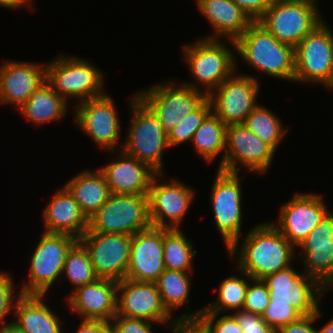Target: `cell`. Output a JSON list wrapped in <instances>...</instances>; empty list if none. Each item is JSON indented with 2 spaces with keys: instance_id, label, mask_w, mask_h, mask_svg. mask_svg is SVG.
Wrapping results in <instances>:
<instances>
[{
  "instance_id": "6da1fadb",
  "label": "cell",
  "mask_w": 333,
  "mask_h": 333,
  "mask_svg": "<svg viewBox=\"0 0 333 333\" xmlns=\"http://www.w3.org/2000/svg\"><path fill=\"white\" fill-rule=\"evenodd\" d=\"M243 240H237L227 251L236 259V268L253 279L291 266L296 259V247L272 224L264 222L251 228Z\"/></svg>"
},
{
  "instance_id": "7a4b0ae2",
  "label": "cell",
  "mask_w": 333,
  "mask_h": 333,
  "mask_svg": "<svg viewBox=\"0 0 333 333\" xmlns=\"http://www.w3.org/2000/svg\"><path fill=\"white\" fill-rule=\"evenodd\" d=\"M235 44L238 56L250 68L266 76L294 82L295 48L279 42L258 21H253Z\"/></svg>"
},
{
  "instance_id": "3957f363",
  "label": "cell",
  "mask_w": 333,
  "mask_h": 333,
  "mask_svg": "<svg viewBox=\"0 0 333 333\" xmlns=\"http://www.w3.org/2000/svg\"><path fill=\"white\" fill-rule=\"evenodd\" d=\"M233 50H230L222 39H201L183 46V59L193 76L194 82L183 84L202 91L207 96L225 79L231 77L237 70L235 41L230 40ZM229 48V49H228ZM235 49V50H234ZM235 51V53L233 52ZM201 85V86H200ZM203 86V88H201Z\"/></svg>"
},
{
  "instance_id": "277c9868",
  "label": "cell",
  "mask_w": 333,
  "mask_h": 333,
  "mask_svg": "<svg viewBox=\"0 0 333 333\" xmlns=\"http://www.w3.org/2000/svg\"><path fill=\"white\" fill-rule=\"evenodd\" d=\"M130 100L132 112L126 140L121 150L164 173L163 152L170 148L163 124L135 94Z\"/></svg>"
},
{
  "instance_id": "5b68a950",
  "label": "cell",
  "mask_w": 333,
  "mask_h": 333,
  "mask_svg": "<svg viewBox=\"0 0 333 333\" xmlns=\"http://www.w3.org/2000/svg\"><path fill=\"white\" fill-rule=\"evenodd\" d=\"M46 65V81L67 103H77L106 94L104 74L89 60L74 55H60Z\"/></svg>"
},
{
  "instance_id": "8992f818",
  "label": "cell",
  "mask_w": 333,
  "mask_h": 333,
  "mask_svg": "<svg viewBox=\"0 0 333 333\" xmlns=\"http://www.w3.org/2000/svg\"><path fill=\"white\" fill-rule=\"evenodd\" d=\"M148 195L110 194L88 219L86 232L132 236L151 227Z\"/></svg>"
},
{
  "instance_id": "52a82bcc",
  "label": "cell",
  "mask_w": 333,
  "mask_h": 333,
  "mask_svg": "<svg viewBox=\"0 0 333 333\" xmlns=\"http://www.w3.org/2000/svg\"><path fill=\"white\" fill-rule=\"evenodd\" d=\"M317 3L318 1L274 0L258 22L279 42L295 48L323 21Z\"/></svg>"
},
{
  "instance_id": "ba28073f",
  "label": "cell",
  "mask_w": 333,
  "mask_h": 333,
  "mask_svg": "<svg viewBox=\"0 0 333 333\" xmlns=\"http://www.w3.org/2000/svg\"><path fill=\"white\" fill-rule=\"evenodd\" d=\"M30 259L29 278L22 283L19 292L23 295H47L49 289L62 276L65 257L77 241L74 236L62 233H41Z\"/></svg>"
},
{
  "instance_id": "9c48e42d",
  "label": "cell",
  "mask_w": 333,
  "mask_h": 333,
  "mask_svg": "<svg viewBox=\"0 0 333 333\" xmlns=\"http://www.w3.org/2000/svg\"><path fill=\"white\" fill-rule=\"evenodd\" d=\"M330 28L323 20L295 47V83H320L333 89V32Z\"/></svg>"
},
{
  "instance_id": "30bf717a",
  "label": "cell",
  "mask_w": 333,
  "mask_h": 333,
  "mask_svg": "<svg viewBox=\"0 0 333 333\" xmlns=\"http://www.w3.org/2000/svg\"><path fill=\"white\" fill-rule=\"evenodd\" d=\"M136 95L163 124L167 136L207 98L202 91L171 81L139 90Z\"/></svg>"
},
{
  "instance_id": "8fae6325",
  "label": "cell",
  "mask_w": 333,
  "mask_h": 333,
  "mask_svg": "<svg viewBox=\"0 0 333 333\" xmlns=\"http://www.w3.org/2000/svg\"><path fill=\"white\" fill-rule=\"evenodd\" d=\"M270 300L291 303L302 316L315 314L328 290L315 278L299 273L291 266L262 278Z\"/></svg>"
},
{
  "instance_id": "7c38bea8",
  "label": "cell",
  "mask_w": 333,
  "mask_h": 333,
  "mask_svg": "<svg viewBox=\"0 0 333 333\" xmlns=\"http://www.w3.org/2000/svg\"><path fill=\"white\" fill-rule=\"evenodd\" d=\"M257 78L236 71L207 96L212 112L224 124L227 126L243 124L247 116L257 107L260 92Z\"/></svg>"
},
{
  "instance_id": "4fadbf2b",
  "label": "cell",
  "mask_w": 333,
  "mask_h": 333,
  "mask_svg": "<svg viewBox=\"0 0 333 333\" xmlns=\"http://www.w3.org/2000/svg\"><path fill=\"white\" fill-rule=\"evenodd\" d=\"M212 184L210 203L214 221L228 250L242 238V190L239 173L216 170Z\"/></svg>"
},
{
  "instance_id": "5bb4252c",
  "label": "cell",
  "mask_w": 333,
  "mask_h": 333,
  "mask_svg": "<svg viewBox=\"0 0 333 333\" xmlns=\"http://www.w3.org/2000/svg\"><path fill=\"white\" fill-rule=\"evenodd\" d=\"M161 177L166 175L157 173L153 177L148 193L151 225L165 229H180V224L195 197V190L177 178L172 181L162 180L160 183L158 181Z\"/></svg>"
},
{
  "instance_id": "9a60e30c",
  "label": "cell",
  "mask_w": 333,
  "mask_h": 333,
  "mask_svg": "<svg viewBox=\"0 0 333 333\" xmlns=\"http://www.w3.org/2000/svg\"><path fill=\"white\" fill-rule=\"evenodd\" d=\"M276 150L250 131L244 124L228 125L226 128V148L224 171L265 174L269 171ZM239 165V167H238Z\"/></svg>"
},
{
  "instance_id": "2e32d148",
  "label": "cell",
  "mask_w": 333,
  "mask_h": 333,
  "mask_svg": "<svg viewBox=\"0 0 333 333\" xmlns=\"http://www.w3.org/2000/svg\"><path fill=\"white\" fill-rule=\"evenodd\" d=\"M74 122L105 151L114 154L121 138V123L114 99L107 94L77 103Z\"/></svg>"
},
{
  "instance_id": "e0dca14e",
  "label": "cell",
  "mask_w": 333,
  "mask_h": 333,
  "mask_svg": "<svg viewBox=\"0 0 333 333\" xmlns=\"http://www.w3.org/2000/svg\"><path fill=\"white\" fill-rule=\"evenodd\" d=\"M79 241L87 249L98 278L121 281L128 270L131 236L85 232Z\"/></svg>"
},
{
  "instance_id": "ac0fdd59",
  "label": "cell",
  "mask_w": 333,
  "mask_h": 333,
  "mask_svg": "<svg viewBox=\"0 0 333 333\" xmlns=\"http://www.w3.org/2000/svg\"><path fill=\"white\" fill-rule=\"evenodd\" d=\"M116 315L146 319L159 325L169 324L170 327L178 322L163 305L154 282L126 278L117 282Z\"/></svg>"
},
{
  "instance_id": "d6986e66",
  "label": "cell",
  "mask_w": 333,
  "mask_h": 333,
  "mask_svg": "<svg viewBox=\"0 0 333 333\" xmlns=\"http://www.w3.org/2000/svg\"><path fill=\"white\" fill-rule=\"evenodd\" d=\"M328 212L322 195L312 192L296 193L282 205L279 220L272 224L296 247Z\"/></svg>"
},
{
  "instance_id": "ffe728a7",
  "label": "cell",
  "mask_w": 333,
  "mask_h": 333,
  "mask_svg": "<svg viewBox=\"0 0 333 333\" xmlns=\"http://www.w3.org/2000/svg\"><path fill=\"white\" fill-rule=\"evenodd\" d=\"M164 270L163 228L151 226L133 234L126 279L155 282Z\"/></svg>"
},
{
  "instance_id": "44dd1931",
  "label": "cell",
  "mask_w": 333,
  "mask_h": 333,
  "mask_svg": "<svg viewBox=\"0 0 333 333\" xmlns=\"http://www.w3.org/2000/svg\"><path fill=\"white\" fill-rule=\"evenodd\" d=\"M118 149L116 159L98 167L106 179L110 193L148 195L152 179L157 172L147 163Z\"/></svg>"
},
{
  "instance_id": "7402d4cb",
  "label": "cell",
  "mask_w": 333,
  "mask_h": 333,
  "mask_svg": "<svg viewBox=\"0 0 333 333\" xmlns=\"http://www.w3.org/2000/svg\"><path fill=\"white\" fill-rule=\"evenodd\" d=\"M66 300L73 314L77 313L80 319L110 321L117 311V281L98 278L73 289Z\"/></svg>"
},
{
  "instance_id": "603a6c76",
  "label": "cell",
  "mask_w": 333,
  "mask_h": 333,
  "mask_svg": "<svg viewBox=\"0 0 333 333\" xmlns=\"http://www.w3.org/2000/svg\"><path fill=\"white\" fill-rule=\"evenodd\" d=\"M46 81V65L25 61H4L0 66V102L21 107Z\"/></svg>"
},
{
  "instance_id": "cb8c5ba5",
  "label": "cell",
  "mask_w": 333,
  "mask_h": 333,
  "mask_svg": "<svg viewBox=\"0 0 333 333\" xmlns=\"http://www.w3.org/2000/svg\"><path fill=\"white\" fill-rule=\"evenodd\" d=\"M42 218L44 232L69 234L79 240L88 230V218L64 186L44 207Z\"/></svg>"
},
{
  "instance_id": "d4e9b609",
  "label": "cell",
  "mask_w": 333,
  "mask_h": 333,
  "mask_svg": "<svg viewBox=\"0 0 333 333\" xmlns=\"http://www.w3.org/2000/svg\"><path fill=\"white\" fill-rule=\"evenodd\" d=\"M214 33L204 38L236 41L253 22L232 0H195Z\"/></svg>"
},
{
  "instance_id": "484cf974",
  "label": "cell",
  "mask_w": 333,
  "mask_h": 333,
  "mask_svg": "<svg viewBox=\"0 0 333 333\" xmlns=\"http://www.w3.org/2000/svg\"><path fill=\"white\" fill-rule=\"evenodd\" d=\"M16 297L12 312H15L16 319L12 321V325L19 331L23 333H64L62 331L63 321L44 302L45 295H23L19 292Z\"/></svg>"
},
{
  "instance_id": "4316f807",
  "label": "cell",
  "mask_w": 333,
  "mask_h": 333,
  "mask_svg": "<svg viewBox=\"0 0 333 333\" xmlns=\"http://www.w3.org/2000/svg\"><path fill=\"white\" fill-rule=\"evenodd\" d=\"M63 186L88 219L99 210L111 194L106 179L98 168L96 171L83 170Z\"/></svg>"
},
{
  "instance_id": "83f0119b",
  "label": "cell",
  "mask_w": 333,
  "mask_h": 333,
  "mask_svg": "<svg viewBox=\"0 0 333 333\" xmlns=\"http://www.w3.org/2000/svg\"><path fill=\"white\" fill-rule=\"evenodd\" d=\"M69 104L44 81L18 110L23 118L39 126L62 121L67 116Z\"/></svg>"
},
{
  "instance_id": "f1b7e54d",
  "label": "cell",
  "mask_w": 333,
  "mask_h": 333,
  "mask_svg": "<svg viewBox=\"0 0 333 333\" xmlns=\"http://www.w3.org/2000/svg\"><path fill=\"white\" fill-rule=\"evenodd\" d=\"M239 275H231L230 277L223 279L218 288V295L216 300L211 304L202 307L201 309L195 310L194 312H185L177 316L178 321H197L200 317L201 312H214V313H226L230 311L235 313L242 310L244 306V300L246 296V290L249 282L253 279L247 273L238 270ZM234 310V311H233Z\"/></svg>"
},
{
  "instance_id": "f546056e",
  "label": "cell",
  "mask_w": 333,
  "mask_h": 333,
  "mask_svg": "<svg viewBox=\"0 0 333 333\" xmlns=\"http://www.w3.org/2000/svg\"><path fill=\"white\" fill-rule=\"evenodd\" d=\"M226 128L213 112H211L194 133L191 144L195 151L205 161L212 162L221 154L219 167L224 171V158L226 148Z\"/></svg>"
},
{
  "instance_id": "4dcf8cb0",
  "label": "cell",
  "mask_w": 333,
  "mask_h": 333,
  "mask_svg": "<svg viewBox=\"0 0 333 333\" xmlns=\"http://www.w3.org/2000/svg\"><path fill=\"white\" fill-rule=\"evenodd\" d=\"M192 241L188 240L181 229L163 228V259L165 269L192 272L194 256ZM193 263V264H192Z\"/></svg>"
},
{
  "instance_id": "1f68e13d",
  "label": "cell",
  "mask_w": 333,
  "mask_h": 333,
  "mask_svg": "<svg viewBox=\"0 0 333 333\" xmlns=\"http://www.w3.org/2000/svg\"><path fill=\"white\" fill-rule=\"evenodd\" d=\"M190 272L165 269L154 282L161 296L163 305L174 316V310L190 303L189 294L192 285Z\"/></svg>"
},
{
  "instance_id": "d6a6232c",
  "label": "cell",
  "mask_w": 333,
  "mask_h": 333,
  "mask_svg": "<svg viewBox=\"0 0 333 333\" xmlns=\"http://www.w3.org/2000/svg\"><path fill=\"white\" fill-rule=\"evenodd\" d=\"M302 252L304 271L308 276L318 280L328 291L333 289V245L296 246Z\"/></svg>"
},
{
  "instance_id": "836d02e7",
  "label": "cell",
  "mask_w": 333,
  "mask_h": 333,
  "mask_svg": "<svg viewBox=\"0 0 333 333\" xmlns=\"http://www.w3.org/2000/svg\"><path fill=\"white\" fill-rule=\"evenodd\" d=\"M279 118L271 109L258 104L243 124L277 151L288 131Z\"/></svg>"
},
{
  "instance_id": "e575fe53",
  "label": "cell",
  "mask_w": 333,
  "mask_h": 333,
  "mask_svg": "<svg viewBox=\"0 0 333 333\" xmlns=\"http://www.w3.org/2000/svg\"><path fill=\"white\" fill-rule=\"evenodd\" d=\"M62 275L73 284L74 289L95 282V274L90 255L84 245L77 240L68 250Z\"/></svg>"
},
{
  "instance_id": "d590c367",
  "label": "cell",
  "mask_w": 333,
  "mask_h": 333,
  "mask_svg": "<svg viewBox=\"0 0 333 333\" xmlns=\"http://www.w3.org/2000/svg\"><path fill=\"white\" fill-rule=\"evenodd\" d=\"M211 112V103L207 97L195 110L183 118L173 128V131L168 136L170 148L191 142L194 133Z\"/></svg>"
},
{
  "instance_id": "8d00e7d4",
  "label": "cell",
  "mask_w": 333,
  "mask_h": 333,
  "mask_svg": "<svg viewBox=\"0 0 333 333\" xmlns=\"http://www.w3.org/2000/svg\"><path fill=\"white\" fill-rule=\"evenodd\" d=\"M261 317L276 332L282 326L295 323L302 315L291 306V303L270 300Z\"/></svg>"
},
{
  "instance_id": "74e56055",
  "label": "cell",
  "mask_w": 333,
  "mask_h": 333,
  "mask_svg": "<svg viewBox=\"0 0 333 333\" xmlns=\"http://www.w3.org/2000/svg\"><path fill=\"white\" fill-rule=\"evenodd\" d=\"M219 315L214 312H201L197 322L207 333H242L238 320L232 313Z\"/></svg>"
},
{
  "instance_id": "f35d334b",
  "label": "cell",
  "mask_w": 333,
  "mask_h": 333,
  "mask_svg": "<svg viewBox=\"0 0 333 333\" xmlns=\"http://www.w3.org/2000/svg\"><path fill=\"white\" fill-rule=\"evenodd\" d=\"M270 302L269 290L262 279H252L247 287L242 310L262 315Z\"/></svg>"
},
{
  "instance_id": "ab89813d",
  "label": "cell",
  "mask_w": 333,
  "mask_h": 333,
  "mask_svg": "<svg viewBox=\"0 0 333 333\" xmlns=\"http://www.w3.org/2000/svg\"><path fill=\"white\" fill-rule=\"evenodd\" d=\"M333 245V211H329L321 222L297 246Z\"/></svg>"
},
{
  "instance_id": "60d3db41",
  "label": "cell",
  "mask_w": 333,
  "mask_h": 333,
  "mask_svg": "<svg viewBox=\"0 0 333 333\" xmlns=\"http://www.w3.org/2000/svg\"><path fill=\"white\" fill-rule=\"evenodd\" d=\"M14 280L8 273L0 272V329L12 324L6 323V317L14 310ZM13 302V303H12Z\"/></svg>"
},
{
  "instance_id": "b9f144b4",
  "label": "cell",
  "mask_w": 333,
  "mask_h": 333,
  "mask_svg": "<svg viewBox=\"0 0 333 333\" xmlns=\"http://www.w3.org/2000/svg\"><path fill=\"white\" fill-rule=\"evenodd\" d=\"M114 333H153L154 322L125 316L115 315L111 320Z\"/></svg>"
},
{
  "instance_id": "7bdbcfd3",
  "label": "cell",
  "mask_w": 333,
  "mask_h": 333,
  "mask_svg": "<svg viewBox=\"0 0 333 333\" xmlns=\"http://www.w3.org/2000/svg\"><path fill=\"white\" fill-rule=\"evenodd\" d=\"M233 315L238 320L242 333H276L259 314L240 310Z\"/></svg>"
},
{
  "instance_id": "ee69618b",
  "label": "cell",
  "mask_w": 333,
  "mask_h": 333,
  "mask_svg": "<svg viewBox=\"0 0 333 333\" xmlns=\"http://www.w3.org/2000/svg\"><path fill=\"white\" fill-rule=\"evenodd\" d=\"M321 309L319 307L315 314L309 316H302L295 323H291L280 327L276 333H316V328L313 327V323L318 321L321 314Z\"/></svg>"
},
{
  "instance_id": "f6af8a7d",
  "label": "cell",
  "mask_w": 333,
  "mask_h": 333,
  "mask_svg": "<svg viewBox=\"0 0 333 333\" xmlns=\"http://www.w3.org/2000/svg\"><path fill=\"white\" fill-rule=\"evenodd\" d=\"M252 21H258L274 0H232Z\"/></svg>"
},
{
  "instance_id": "bcb514c9",
  "label": "cell",
  "mask_w": 333,
  "mask_h": 333,
  "mask_svg": "<svg viewBox=\"0 0 333 333\" xmlns=\"http://www.w3.org/2000/svg\"><path fill=\"white\" fill-rule=\"evenodd\" d=\"M75 333H114L110 321L81 319Z\"/></svg>"
},
{
  "instance_id": "7dc6e473",
  "label": "cell",
  "mask_w": 333,
  "mask_h": 333,
  "mask_svg": "<svg viewBox=\"0 0 333 333\" xmlns=\"http://www.w3.org/2000/svg\"><path fill=\"white\" fill-rule=\"evenodd\" d=\"M170 328L172 333H207L197 321H178Z\"/></svg>"
},
{
  "instance_id": "c3c4849f",
  "label": "cell",
  "mask_w": 333,
  "mask_h": 333,
  "mask_svg": "<svg viewBox=\"0 0 333 333\" xmlns=\"http://www.w3.org/2000/svg\"><path fill=\"white\" fill-rule=\"evenodd\" d=\"M34 0H0V7L8 8V9H22L28 7L32 12L36 9L33 4Z\"/></svg>"
},
{
  "instance_id": "681fc988",
  "label": "cell",
  "mask_w": 333,
  "mask_h": 333,
  "mask_svg": "<svg viewBox=\"0 0 333 333\" xmlns=\"http://www.w3.org/2000/svg\"><path fill=\"white\" fill-rule=\"evenodd\" d=\"M316 333H333V318L329 320L324 326H321L320 329H316Z\"/></svg>"
},
{
  "instance_id": "f907efd6",
  "label": "cell",
  "mask_w": 333,
  "mask_h": 333,
  "mask_svg": "<svg viewBox=\"0 0 333 333\" xmlns=\"http://www.w3.org/2000/svg\"><path fill=\"white\" fill-rule=\"evenodd\" d=\"M0 333H23V332L19 331L14 325L10 324L1 328Z\"/></svg>"
}]
</instances>
